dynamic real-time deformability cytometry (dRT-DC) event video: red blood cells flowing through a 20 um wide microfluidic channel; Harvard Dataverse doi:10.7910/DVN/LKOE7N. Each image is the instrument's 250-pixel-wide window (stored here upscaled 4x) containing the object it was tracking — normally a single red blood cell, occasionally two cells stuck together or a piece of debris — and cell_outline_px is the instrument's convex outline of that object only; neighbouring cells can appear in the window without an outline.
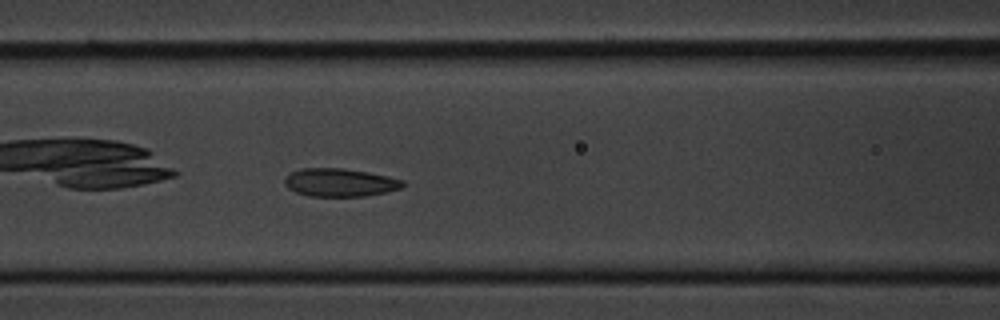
{"species": "common noctule bat (a hibernating species)", "species_latin": "Nyctalus noctula", "temperature_condition": "cold", "stored_images_in_passage": 40, "camera_frame_rate_fps": 3000, "um_per_image_px": 0.085, "animal": {"sex": "male", "body_mass_g": 20.1, "forearm_length_mm": 53.5}, "frame": {"image": 1, "passage_image": 7, "time_ms": 2.0, "image_size_px": [1000, 320], "cell_outline_px": [[408, 184], [400, 188], [388, 192], [364, 196], [308, 196], [296, 192], [288, 188], [284, 184], [284, 180], [288, 172], [300, 168], [344, 168], [368, 172], [388, 176], [404, 180]], "centroid_in_image_um": [28.89, 15.5], "position_along_channel_um": 137.7, "area_um2": 19.65}}
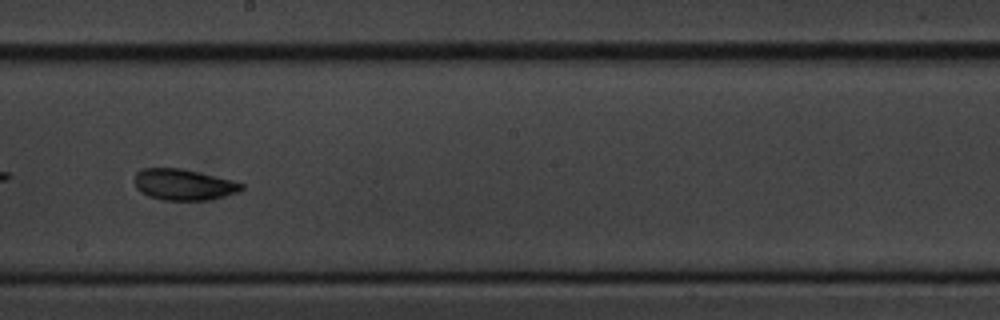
{"frame": {"image": 2, "passage_image": 15, "time_ms": 4.667, "image_size_px": [1000, 320], "cell_outline_px": [[244, 188], [240, 192], [208, 200], [164, 200], [148, 196], [140, 192], [136, 188], [132, 180], [136, 172], [140, 168], [180, 168], [232, 180], [244, 184]], "centroid_in_image_um": [15.56, 15.69], "position_along_channel_um": 232.6, "area_um2": 19.59}}
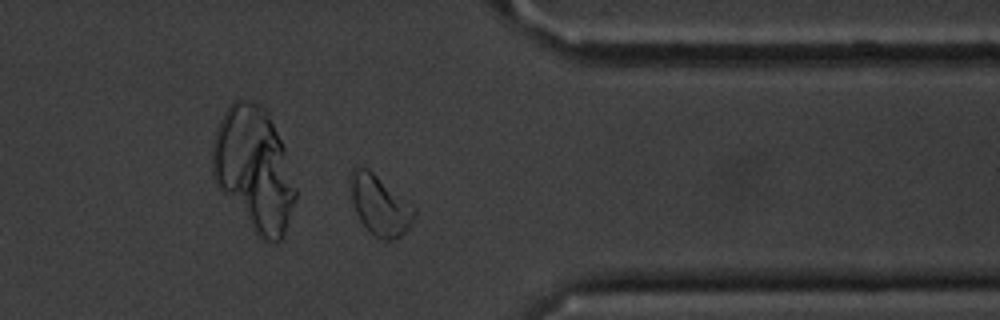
{"frame": {"image": 3, "passage_image": 28, "time_ms": 9.0, "image_size_px": [1000, 320], "cell_outline_px": [[416, 212], [412, 224], [400, 236], [392, 240], [384, 240], [376, 236], [360, 220], [356, 212], [352, 200], [352, 168], [356, 164], [360, 164], [368, 168], [408, 200], [416, 208]], "centroid_in_image_um": [32.32, 17.41], "position_along_channel_um": 379.1, "area_um2": 22.08}, "authors_computed_cell_mechanics": {"area_um2": 20.1144, "velocity_mm_per_s": 3.5691, "shape_relaxation_time_tau1_ms": 4.8201, "shape_relaxation_time_tau2_ms": 1.8124, "deformation_change_tau1": 0.0966, "deformation_change_tau2": 0.0594}}